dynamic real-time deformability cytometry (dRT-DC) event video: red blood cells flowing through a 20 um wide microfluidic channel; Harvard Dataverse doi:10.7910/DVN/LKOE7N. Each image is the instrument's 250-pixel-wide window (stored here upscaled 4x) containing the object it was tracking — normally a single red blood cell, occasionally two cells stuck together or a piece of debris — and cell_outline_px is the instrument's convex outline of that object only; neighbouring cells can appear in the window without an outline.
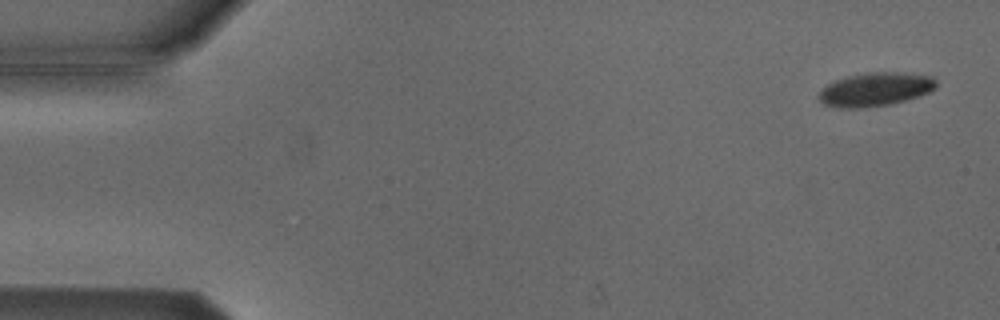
{"species": "Egyptian fruit bat (a non-hibernating species)", "species_latin": "Rousettus aegyptiacus", "temperature_condition": "cold", "stored_images_in_passage": 5, "camera_frame_rate_fps": 3000, "um_per_image_px": 0.085, "animal": {"sex": "male"}, "frame": {"image": 1, "passage_image": 1, "time_ms": 0.0, "image_size_px": [1000, 320], "cell_outline_px": [[936, 88], [928, 92], [904, 100], [888, 104], [864, 108], [840, 108], [824, 104], [816, 96], [828, 84], [836, 80], [848, 76], [868, 72], [896, 72], [932, 76], [936, 80]], "centroid_in_image_um": [74.38, 7.59], "position_along_channel_um": 10.6, "area_um2": 22.72}}
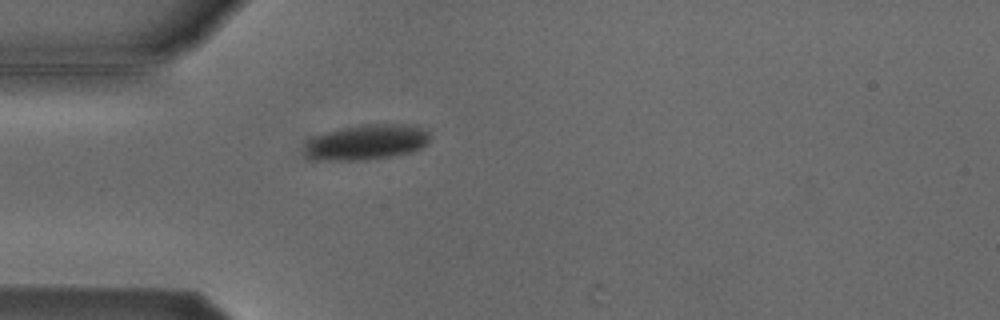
{"frame": {"image": 2, "passage_image": 5, "time_ms": 4.333, "image_size_px": [1000, 320], "cell_outline_px": [[428, 144], [412, 152], [368, 160], [312, 160], [304, 156], [304, 144], [312, 136], [340, 128], [360, 124], [416, 124], [428, 132]], "centroid_in_image_um": [31.11, 12.08], "position_along_channel_um": 53.9, "area_um2": 26.3}}